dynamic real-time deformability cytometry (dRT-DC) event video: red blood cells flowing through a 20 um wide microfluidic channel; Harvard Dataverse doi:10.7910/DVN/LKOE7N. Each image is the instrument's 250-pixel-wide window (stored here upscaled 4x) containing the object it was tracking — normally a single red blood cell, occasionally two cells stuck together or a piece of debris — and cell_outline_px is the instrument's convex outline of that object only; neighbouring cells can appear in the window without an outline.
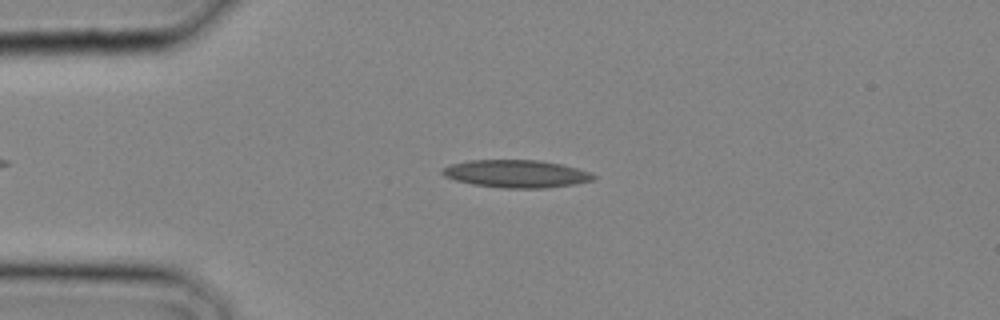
{"species": "common noctule bat (a hibernating species)", "species_latin": "Nyctalus noctula", "temperature_condition": "cold", "stored_images_in_passage": 28, "camera_frame_rate_fps": 3000, "um_per_image_px": 0.085, "animal": {"sex": "male", "body_mass_g": 20.4}, "frame": {"image": 1, "passage_image": 6, "time_ms": 1.667, "image_size_px": [1000, 320], "cell_outline_px": [[596, 176], [592, 180], [576, 184], [544, 188], [504, 188], [472, 184], [456, 180], [444, 176], [440, 172], [444, 168], [452, 164], [468, 160], [540, 160], [560, 164], [592, 172]], "centroid_in_image_um": [43.9, 14.77], "position_along_channel_um": 41.1, "area_um2": 24.28}}
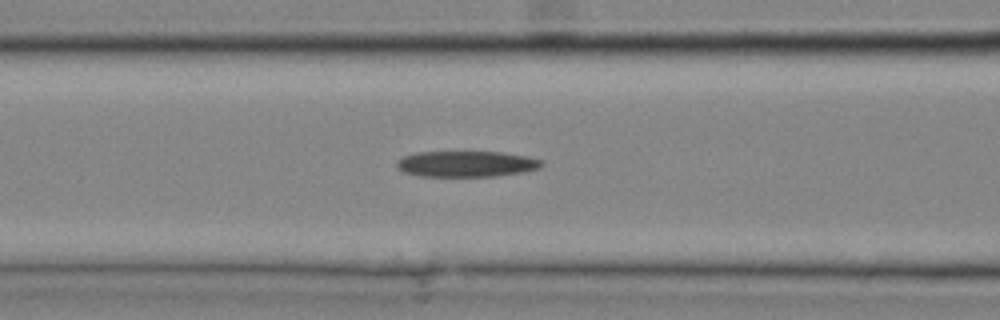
{"frame": {"image": 2, "passage_image": 11, "time_ms": 3.333, "image_size_px": [1000, 320], "cell_outline_px": [[544, 164], [540, 168], [524, 172], [496, 176], [420, 176], [404, 172], [396, 168], [396, 160], [404, 156], [416, 152], [500, 152], [528, 156], [544, 160]], "centroid_in_image_um": [39.66, 13.93], "position_along_channel_um": 126.9, "area_um2": 22.08}}
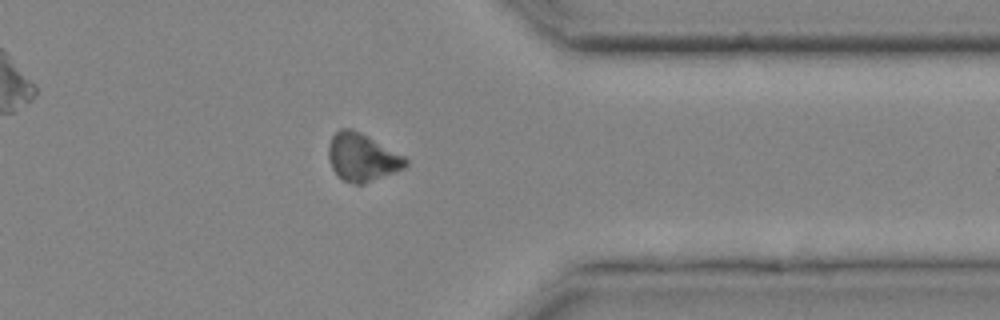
{"frame": {"image": 3, "passage_image": 23, "time_ms": 7.333, "image_size_px": [1000, 320], "cell_outline_px": [[408, 164], [404, 168], [364, 184], [356, 184], [344, 180], [332, 168], [328, 160], [328, 144], [332, 136], [340, 128], [352, 128], [368, 136], [404, 156], [408, 160]], "centroid_in_image_um": [30.77, 13.36], "position_along_channel_um": 380.6, "area_um2": 21.33}}